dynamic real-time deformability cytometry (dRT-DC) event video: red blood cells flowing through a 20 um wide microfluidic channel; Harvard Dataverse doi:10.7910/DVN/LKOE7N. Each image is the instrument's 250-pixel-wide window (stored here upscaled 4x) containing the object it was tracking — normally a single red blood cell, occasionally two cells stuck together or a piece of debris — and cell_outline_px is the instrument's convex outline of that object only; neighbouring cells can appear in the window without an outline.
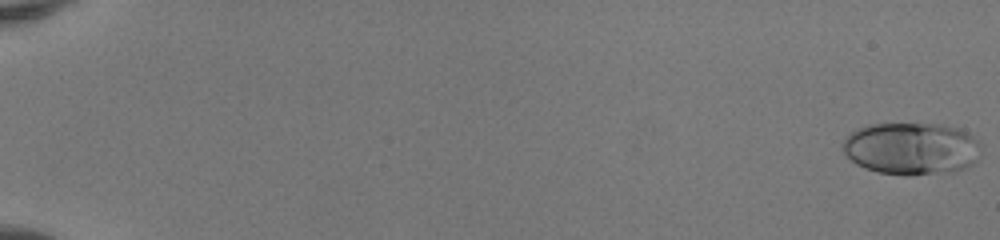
{"species": "human", "species_latin": "Homo sapiens", "temperature_condition": "room temperature", "stored_images_in_passage": 31, "camera_frame_rate_fps": 3000, "um_per_image_px": 0.085, "donor": {"sex": "female"}, "frame": {"image": 1, "passage_image": 1, "time_ms": 0.0, "image_size_px": [1000, 240], "cell_outline_px": [[980, 156], [968, 168], [952, 172], [908, 176], [904, 176], [876, 172], [864, 168], [856, 164], [844, 152], [840, 144], [856, 128], [868, 124], [940, 124], [960, 128], [968, 132], [980, 140]], "centroid_in_image_um": [77.5, 12.64], "position_along_channel_um": 7.5, "area_um2": 42.95}}
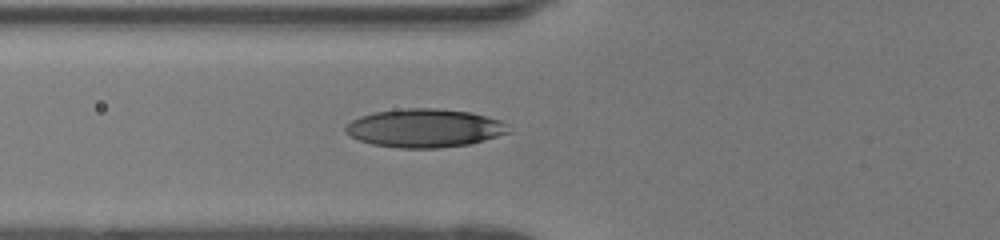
{"frame": {"image": 2, "passage_image": 22, "time_ms": 7.0, "image_size_px": [1000, 240], "cell_outline_px": [[512, 132], [484, 140], [468, 144], [440, 148], [400, 148], [372, 144], [360, 140], [344, 132], [344, 128], [352, 120], [360, 116], [372, 112], [404, 108], [436, 108], [472, 112], [500, 120], [508, 124]], "centroid_in_image_um": [36.11, 10.88], "position_along_channel_um": 89.7, "area_um2": 36.7}}
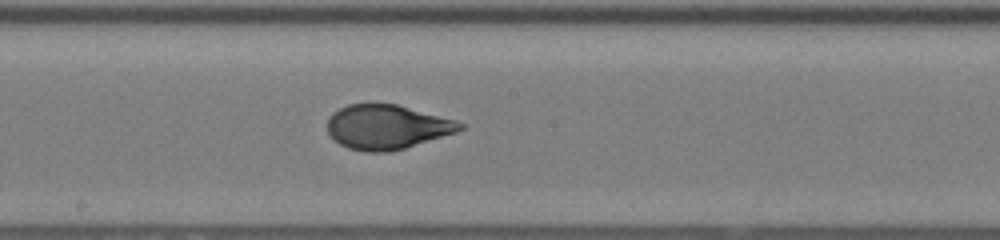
{"frame": {"image": 3, "passage_image": 31, "time_ms": 10.0, "image_size_px": [1000, 240], "cell_outline_px": [[464, 128], [456, 132], [404, 148], [388, 152], [364, 152], [348, 148], [340, 144], [328, 132], [328, 120], [332, 112], [348, 104], [396, 104], [456, 120], [464, 124]], "centroid_in_image_um": [32.88, 10.79], "position_along_channel_um": 215.3, "area_um2": 34.04}}